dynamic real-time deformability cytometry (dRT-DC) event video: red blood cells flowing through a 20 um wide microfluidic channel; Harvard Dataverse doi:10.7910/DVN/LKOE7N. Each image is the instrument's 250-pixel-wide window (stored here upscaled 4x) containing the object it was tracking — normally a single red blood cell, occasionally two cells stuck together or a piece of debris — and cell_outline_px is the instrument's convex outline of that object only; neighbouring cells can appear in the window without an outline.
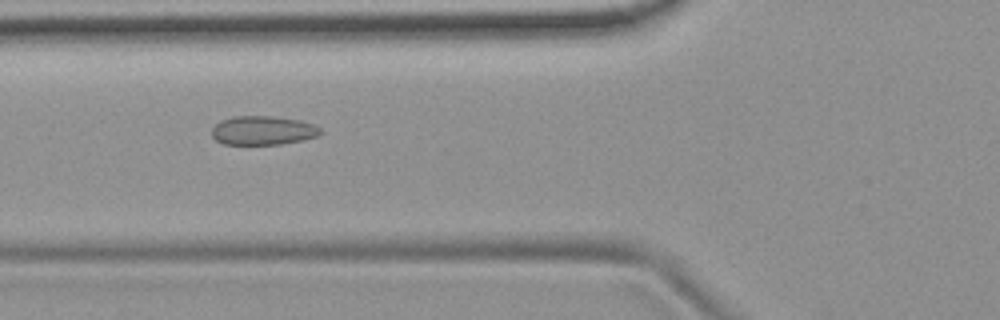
{"species": "common noctule bat (a hibernating species)", "species_latin": "Nyctalus noctula", "temperature_condition": "room temperature", "stored_images_in_passage": 51, "camera_frame_rate_fps": 3000, "um_per_image_px": 0.085, "animal": {"sex": "female", "body_mass_g": 19.9}, "frame": {"image": 1, "passage_image": 18, "time_ms": 5.667, "image_size_px": [1000, 320], "cell_outline_px": [[324, 132], [316, 136], [304, 140], [280, 144], [224, 144], [216, 140], [212, 136], [212, 128], [220, 120], [236, 116], [272, 116], [300, 120], [312, 124], [320, 128]], "centroid_in_image_um": [22.35, 11.09], "position_along_channel_um": 103.4, "area_um2": 18.32}}
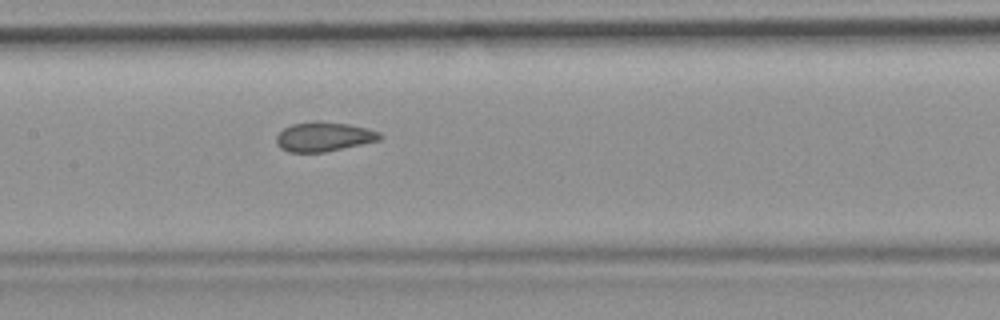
{"frame": {"image": 2, "passage_image": 24, "time_ms": 7.667, "image_size_px": [1000, 320], "cell_outline_px": [[384, 136], [380, 140], [324, 152], [288, 152], [280, 148], [276, 144], [276, 136], [284, 128], [292, 124], [316, 120], [320, 120], [348, 124], [368, 128], [380, 132]], "centroid_in_image_um": [27.52, 11.61], "position_along_channel_um": 179.9, "area_um2": 17.92}}
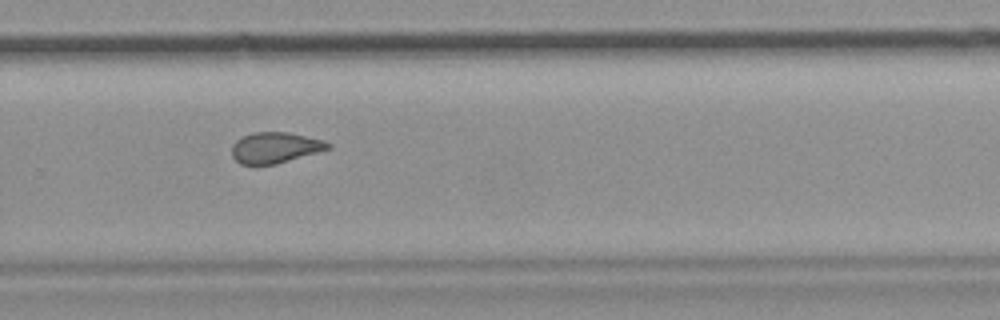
{"frame": {"image": 3, "passage_image": 34, "time_ms": 11.0, "image_size_px": [1000, 320], "cell_outline_px": [[332, 148], [276, 164], [240, 164], [232, 156], [232, 144], [236, 140], [252, 132], [288, 132], [324, 140], [332, 144]], "centroid_in_image_um": [23.4, 12.54], "position_along_channel_um": 306.4, "area_um2": 17.28}, "authors_computed_cell_mechanics": {"area_um2": 18.3226, "velocity_mm_per_s": 3.8144, "shape_relaxation_time_tau1_ms": null, "shape_relaxation_time_tau2_ms": 1.6567, "deformation_change_tau1": null, "deformation_change_tau2": 0.0788}}